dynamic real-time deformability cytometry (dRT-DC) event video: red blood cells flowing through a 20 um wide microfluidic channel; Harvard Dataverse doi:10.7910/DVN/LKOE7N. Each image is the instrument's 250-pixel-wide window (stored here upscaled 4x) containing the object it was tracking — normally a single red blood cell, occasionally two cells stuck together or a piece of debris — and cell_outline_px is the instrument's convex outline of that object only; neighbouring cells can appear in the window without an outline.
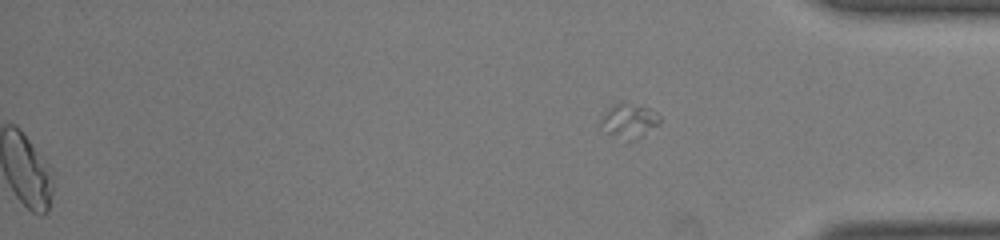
{"species": "common noctule bat (a hibernating species)", "species_latin": "Nyctalus noctula", "temperature_condition": "room temperature", "stored_images_in_passage": 41, "segment_of_instrument_passage": [2, 2], "camera_frame_rate_fps": 3000, "um_per_image_px": 0.085, "animal": {"sex": "male", "body_mass_g": 19.0, "forearm_length_mm": 50.8}, "frame": {"image": 1, "passage_image": 41, "time_ms": 13.333, "image_size_px": [1000, 240], "cell_outline_px": [[660, 124], [644, 136], [628, 144], [624, 144], [608, 132], [600, 124], [600, 120], [608, 108], [612, 104], [624, 104], [648, 108], [656, 112], [660, 116]], "centroid_in_image_um": [53.49, 10.37], "position_along_channel_um": 381.7, "area_um2": 12.02}}